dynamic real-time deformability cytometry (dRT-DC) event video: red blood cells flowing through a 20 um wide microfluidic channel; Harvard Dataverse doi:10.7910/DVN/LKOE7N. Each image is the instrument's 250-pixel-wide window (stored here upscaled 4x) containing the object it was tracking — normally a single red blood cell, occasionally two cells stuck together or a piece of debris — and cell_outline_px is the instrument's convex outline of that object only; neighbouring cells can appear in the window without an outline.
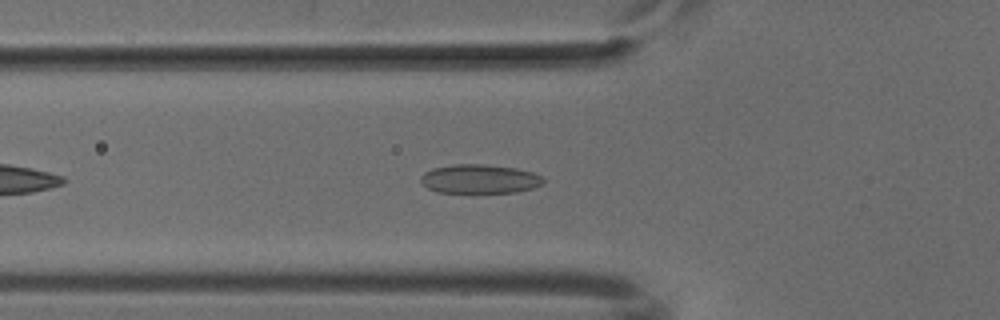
{"species": "common noctule bat (a hibernating species)", "species_latin": "Nyctalus noctula", "temperature_condition": "cold", "stored_images_in_passage": 41, "camera_frame_rate_fps": 3000, "um_per_image_px": 0.085, "animal": {"sex": "male", "body_mass_g": 18.8}, "frame": {"image": 1, "passage_image": 7, "time_ms": 2.0, "image_size_px": [1000, 320], "cell_outline_px": [[544, 180], [540, 184], [532, 188], [516, 192], [436, 192], [420, 184], [420, 176], [424, 172], [432, 168], [452, 164], [480, 164], [516, 168], [532, 172], [540, 176]], "centroid_in_image_um": [40.69, 15.2], "position_along_channel_um": 85.1, "area_um2": 20.63}}
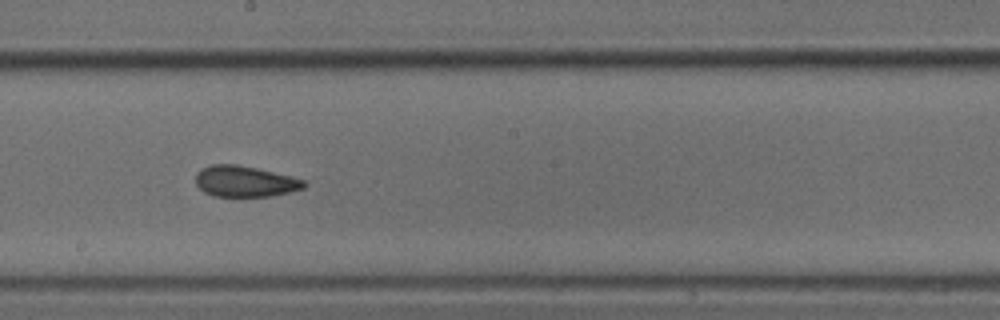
{"frame": {"image": 2, "passage_image": 18, "time_ms": 5.667, "image_size_px": [1000, 320], "cell_outline_px": [[308, 184], [304, 188], [272, 196], [216, 196], [204, 192], [196, 184], [196, 172], [200, 168], [212, 164], [236, 164], [256, 168], [292, 176], [304, 180]], "centroid_in_image_um": [20.81, 15.41], "position_along_channel_um": 227.4, "area_um2": 19.59}}
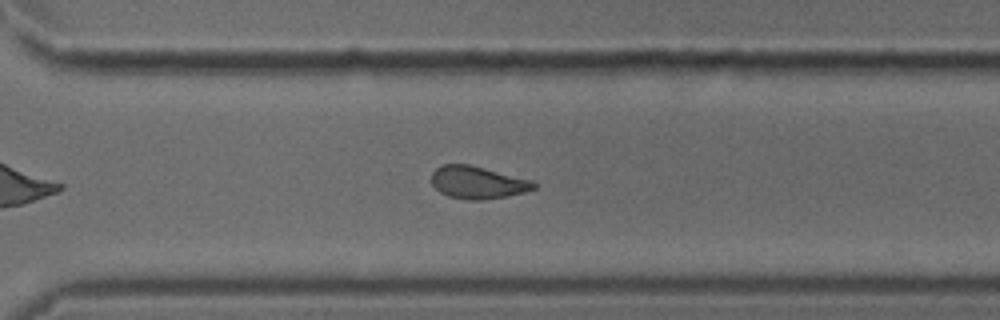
{"frame": {"image": 3, "passage_image": 26, "time_ms": 8.333, "image_size_px": [1000, 320], "cell_outline_px": [[536, 188], [524, 192], [508, 196], [484, 200], [468, 200], [448, 196], [440, 192], [432, 184], [432, 172], [436, 168], [444, 164], [468, 164], [532, 180], [536, 184]], "centroid_in_image_um": [40.6, 15.52], "position_along_channel_um": 330.0, "area_um2": 19.31}}